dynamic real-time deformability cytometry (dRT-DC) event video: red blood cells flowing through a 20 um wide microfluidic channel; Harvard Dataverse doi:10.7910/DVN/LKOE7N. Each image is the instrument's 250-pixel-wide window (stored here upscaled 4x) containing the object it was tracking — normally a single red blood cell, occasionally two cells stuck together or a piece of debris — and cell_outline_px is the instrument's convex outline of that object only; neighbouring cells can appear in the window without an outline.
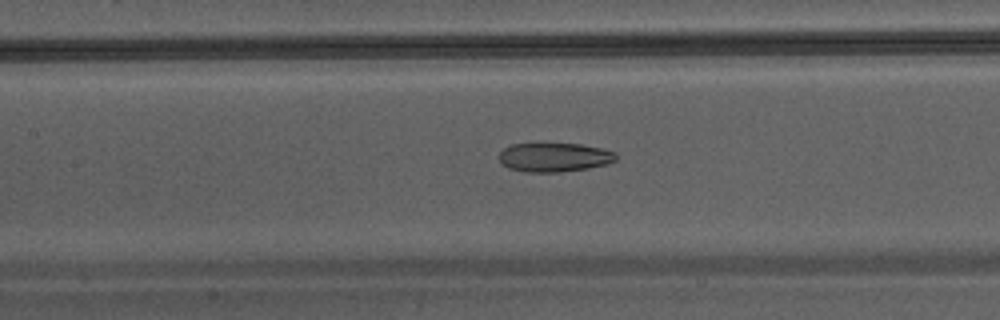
{"species": "Egyptian fruit bat (a non-hibernating species)", "species_latin": "Rousettus aegyptiacus", "temperature_condition": "warm", "stored_images_in_passage": 34, "camera_frame_rate_fps": 3000, "um_per_image_px": 0.085, "animal": {"sex": "male"}, "frame": {"image": 1, "passage_image": 10, "time_ms": 3.0, "image_size_px": [1000, 320], "cell_outline_px": [[616, 160], [608, 164], [588, 168], [560, 172], [524, 172], [508, 168], [500, 164], [500, 152], [504, 148], [512, 144], [580, 144], [600, 148], [616, 152]], "centroid_in_image_um": [47.1, 13.38], "position_along_channel_um": 160.3, "area_um2": 19.77}}
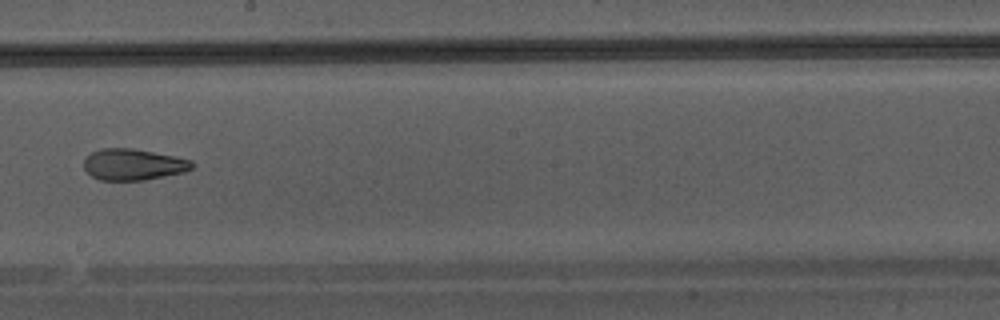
{"frame": {"image": 2, "passage_image": 15, "time_ms": 4.667, "image_size_px": [1000, 320], "cell_outline_px": [[196, 164], [192, 168], [184, 172], [144, 180], [100, 180], [92, 176], [84, 168], [84, 160], [92, 152], [100, 148], [132, 148], [192, 160]], "centroid_in_image_um": [11.33, 13.98], "position_along_channel_um": 236.9, "area_um2": 19.59}}